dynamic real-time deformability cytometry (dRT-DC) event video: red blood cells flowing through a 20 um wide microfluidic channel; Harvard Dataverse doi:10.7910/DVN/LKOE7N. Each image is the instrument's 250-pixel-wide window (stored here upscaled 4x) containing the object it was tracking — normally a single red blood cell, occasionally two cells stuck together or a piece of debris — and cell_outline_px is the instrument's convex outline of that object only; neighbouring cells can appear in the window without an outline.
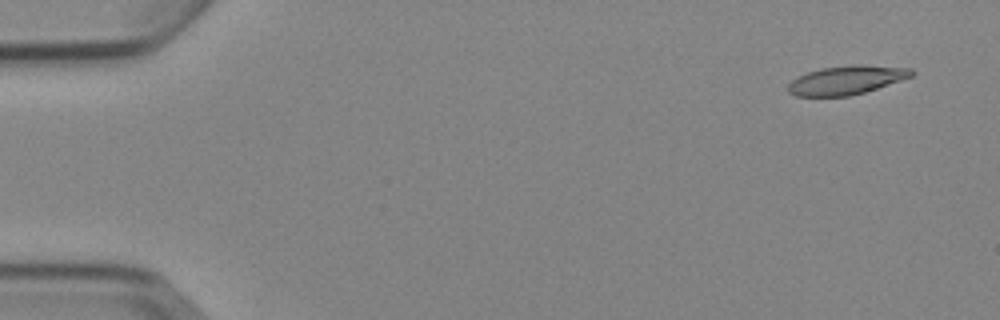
{"species": "Egyptian fruit bat (a non-hibernating species)", "species_latin": "Rousettus aegyptiacus", "temperature_condition": "cold", "stored_images_in_passage": 5, "camera_frame_rate_fps": 3000, "um_per_image_px": 0.085, "animal": {"sex": "female"}, "frame": {"image": 1, "passage_image": 1, "time_ms": 0.0, "image_size_px": [1000, 320], "cell_outline_px": [[916, 72], [912, 76], [864, 92], [848, 96], [796, 96], [788, 92], [788, 84], [792, 80], [808, 72], [820, 68], [856, 64], [860, 64], [912, 68]], "centroid_in_image_um": [71.95, 6.79], "position_along_channel_um": 13.0, "area_um2": 20.58}}